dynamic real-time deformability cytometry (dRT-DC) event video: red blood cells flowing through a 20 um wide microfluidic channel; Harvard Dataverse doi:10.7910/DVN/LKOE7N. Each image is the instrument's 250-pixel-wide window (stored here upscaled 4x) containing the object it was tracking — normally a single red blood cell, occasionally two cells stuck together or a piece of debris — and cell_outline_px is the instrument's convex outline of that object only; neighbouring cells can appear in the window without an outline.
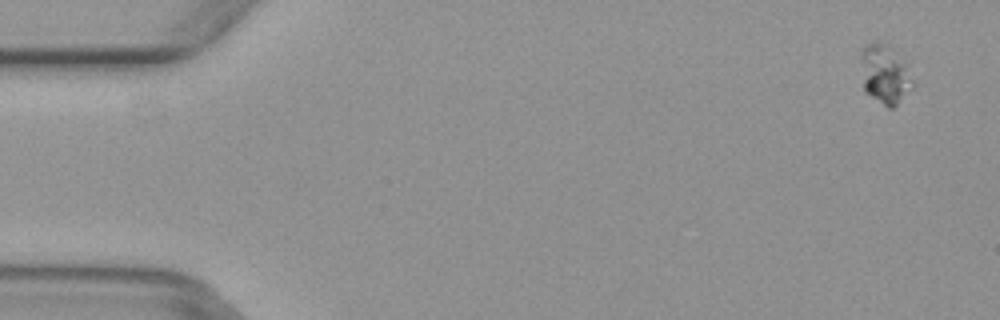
{"species": "common noctule bat (a hibernating species)", "species_latin": "Nyctalus noctula", "temperature_condition": "warm", "stored_images_in_passage": 5, "camera_frame_rate_fps": 3000, "um_per_image_px": 0.085, "animal": {"sex": "female", "body_mass_g": 29.2, "forearm_length_mm": 56.3}, "frame": {"image": 1, "passage_image": 1, "time_ms": 0.0, "image_size_px": [1000, 320], "cell_outline_px": [[916, 84], [892, 108], [888, 108], [864, 92], [860, 56], [860, 52], [864, 44], [872, 40], [880, 40], [888, 44], [908, 64]], "centroid_in_image_um": [75.22, 6.24], "position_along_channel_um": 9.8, "area_um2": 18.61}}